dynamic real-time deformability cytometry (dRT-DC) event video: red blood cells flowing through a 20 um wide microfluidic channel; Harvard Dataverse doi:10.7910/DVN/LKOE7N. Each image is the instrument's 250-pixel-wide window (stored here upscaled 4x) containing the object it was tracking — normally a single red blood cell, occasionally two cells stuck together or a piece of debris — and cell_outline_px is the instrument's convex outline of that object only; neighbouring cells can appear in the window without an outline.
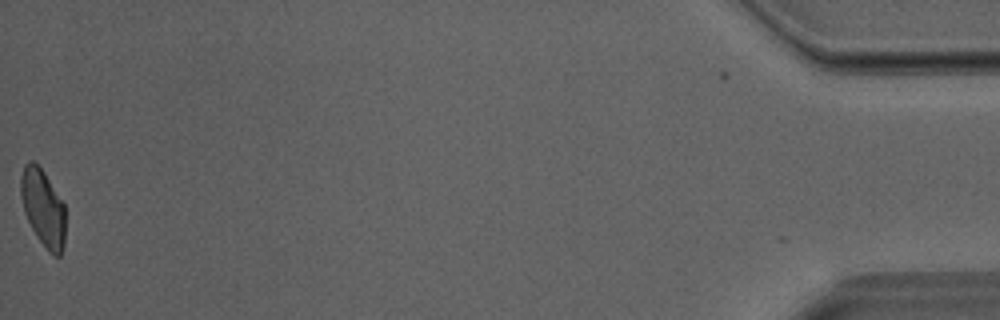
{"species": "Egyptian fruit bat (a non-hibernating species)", "species_latin": "Rousettus aegyptiacus", "temperature_condition": "room temperature", "stored_images_in_passage": 30, "camera_frame_rate_fps": 3000, "um_per_image_px": 0.085, "animal": {"sex": "male"}, "frame": {"image": 1, "passage_image": 30, "time_ms": 9.667, "image_size_px": [1000, 320], "cell_outline_px": [[64, 244], [60, 256], [52, 256], [48, 252], [36, 236], [24, 212], [20, 196], [20, 176], [24, 164], [28, 160], [32, 160], [44, 172], [64, 204]], "centroid_in_image_um": [3.63, 17.67], "position_along_channel_um": 431.6, "area_um2": 20.06}}